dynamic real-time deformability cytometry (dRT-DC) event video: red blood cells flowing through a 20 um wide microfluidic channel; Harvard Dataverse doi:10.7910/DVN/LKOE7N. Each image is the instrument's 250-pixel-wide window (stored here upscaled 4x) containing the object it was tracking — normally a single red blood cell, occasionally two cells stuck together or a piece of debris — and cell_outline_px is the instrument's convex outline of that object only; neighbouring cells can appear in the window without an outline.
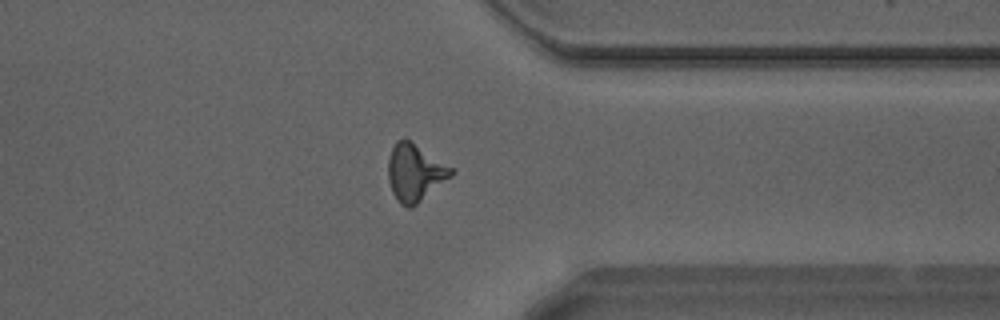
{"species": "Egyptian fruit bat (a non-hibernating species)", "species_latin": "Rousettus aegyptiacus", "temperature_condition": "warm", "stored_images_in_passage": 49, "camera_frame_rate_fps": 3000, "um_per_image_px": 0.085, "animal": {"sex": "male"}, "frame": {"image": 1, "passage_image": 38, "time_ms": 12.333, "image_size_px": [1000, 320], "cell_outline_px": [[456, 172], [452, 176], [412, 208], [408, 208], [400, 204], [396, 200], [392, 192], [388, 180], [388, 160], [392, 148], [396, 140], [404, 136], [456, 168]], "centroid_in_image_um": [35.3, 14.64], "position_along_channel_um": 376.1, "area_um2": 21.62}}
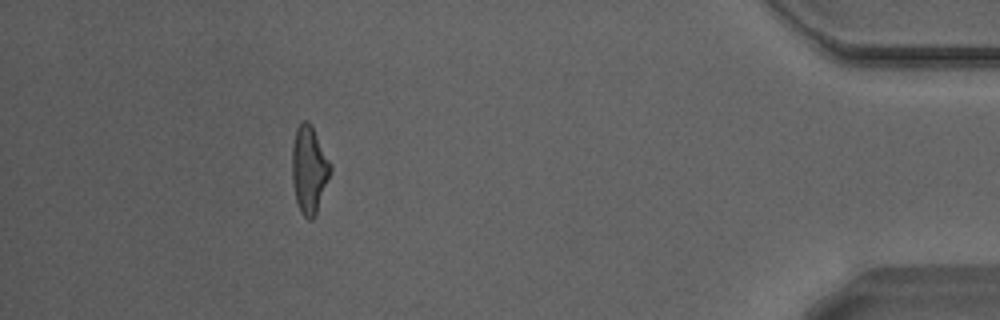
{"frame": {"image": 2, "passage_image": 44, "time_ms": 14.333, "image_size_px": [1000, 320], "cell_outline_px": [[332, 168], [316, 212], [312, 220], [308, 220], [300, 212], [296, 200], [292, 180], [292, 148], [296, 128], [304, 120], [308, 120], [312, 124], [332, 164]], "centroid_in_image_um": [26.27, 14.37], "position_along_channel_um": 408.9, "area_um2": 19.54}, "authors_computed_cell_mechanics": {"area_um2": 19.652, "velocity_mm_per_s": 4.2479, "shape_relaxation_time_tau1_ms": 5.6512, "shape_relaxation_time_tau2_ms": 1.1816, "deformation_change_tau1": 0.2247, "deformation_change_tau2": 0.118}}